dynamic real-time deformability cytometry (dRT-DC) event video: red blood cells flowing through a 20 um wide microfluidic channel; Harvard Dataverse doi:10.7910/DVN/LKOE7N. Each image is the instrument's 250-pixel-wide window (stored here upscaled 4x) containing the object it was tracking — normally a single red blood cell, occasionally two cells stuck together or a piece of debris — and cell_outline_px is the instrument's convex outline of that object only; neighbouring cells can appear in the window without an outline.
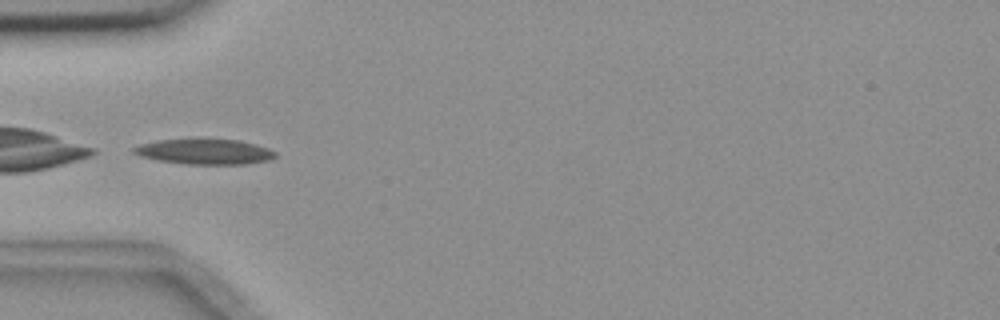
{"species": "common noctule bat (a hibernating species)", "species_latin": "Nyctalus noctula", "temperature_condition": "room temperature", "stored_images_in_passage": 6, "camera_frame_rate_fps": 3000, "um_per_image_px": 0.085, "animal": {"sex": "female", "body_mass_g": 18.4}, "frame": {"image": 1, "passage_image": 5, "time_ms": 5.333, "image_size_px": [1000, 320], "cell_outline_px": [[276, 156], [272, 160], [248, 164], [184, 164], [156, 160], [140, 156], [132, 152], [132, 148], [140, 144], [156, 140], [236, 140], [268, 148], [276, 152]], "centroid_in_image_um": [17.38, 12.91], "position_along_channel_um": 67.6, "area_um2": 20.69}}